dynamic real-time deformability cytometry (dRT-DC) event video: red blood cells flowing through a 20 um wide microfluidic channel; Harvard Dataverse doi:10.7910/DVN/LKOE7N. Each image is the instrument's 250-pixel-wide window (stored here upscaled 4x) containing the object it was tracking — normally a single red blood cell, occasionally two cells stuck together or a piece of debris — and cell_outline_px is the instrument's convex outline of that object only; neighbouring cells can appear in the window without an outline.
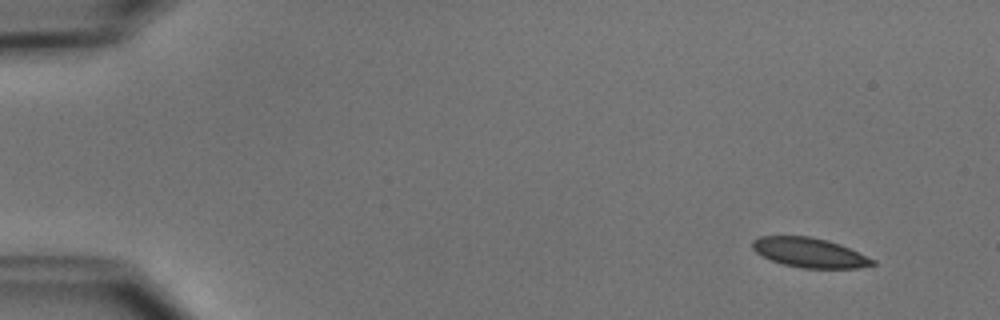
{"species": "common noctule bat (a hibernating species)", "species_latin": "Nyctalus noctula", "temperature_condition": "cold", "stored_images_in_passage": 3, "camera_frame_rate_fps": 3000, "um_per_image_px": 0.085, "animal": {"sex": "male", "body_mass_g": 15.6}, "frame": {"image": 1, "passage_image": 1, "time_ms": 0.0, "image_size_px": [1000, 320], "cell_outline_px": [[876, 264], [856, 268], [804, 268], [784, 264], [772, 260], [756, 252], [752, 248], [752, 240], [760, 236], [808, 236], [828, 240], [840, 244], [876, 260]], "centroid_in_image_um": [68.82, 21.46], "position_along_channel_um": 16.2, "area_um2": 20.58}}